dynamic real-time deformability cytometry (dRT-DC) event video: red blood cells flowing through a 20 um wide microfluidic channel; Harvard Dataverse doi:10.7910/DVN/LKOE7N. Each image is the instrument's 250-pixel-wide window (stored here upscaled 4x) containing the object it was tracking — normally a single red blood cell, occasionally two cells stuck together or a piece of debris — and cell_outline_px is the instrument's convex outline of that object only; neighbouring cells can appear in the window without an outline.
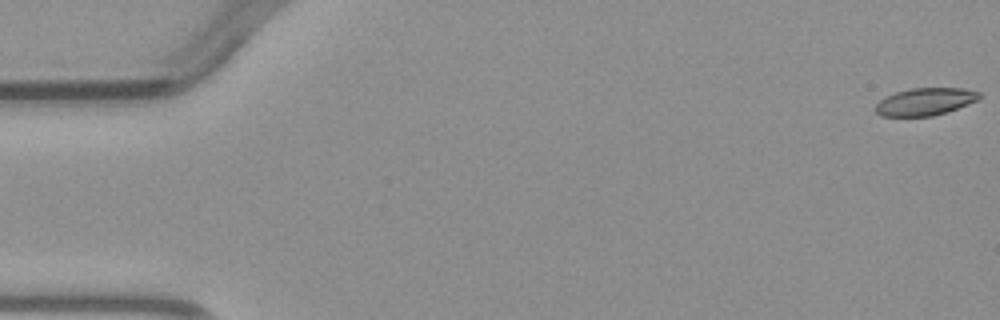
{"species": "common noctule bat (a hibernating species)", "species_latin": "Nyctalus noctula", "temperature_condition": "warm", "stored_images_in_passage": 4, "camera_frame_rate_fps": 3000, "um_per_image_px": 0.085, "animal": {"sex": "male", "body_mass_g": 23.1, "forearm_length_mm": 52.7}, "frame": {"image": 1, "passage_image": 1, "time_ms": 0.0, "image_size_px": [1000, 320], "cell_outline_px": [[980, 100], [932, 116], [880, 116], [876, 112], [876, 104], [880, 100], [896, 92], [912, 88], [964, 88], [980, 92]], "centroid_in_image_um": [78.66, 8.63], "position_along_channel_um": 6.3, "area_um2": 16.42}}
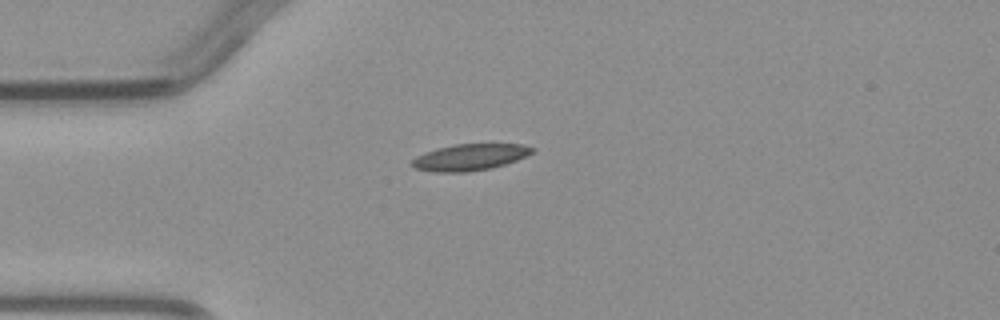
{"frame": {"image": 2, "passage_image": 4, "time_ms": 4.0, "image_size_px": [1000, 320], "cell_outline_px": [[536, 148], [532, 152], [516, 160], [492, 168], [468, 172], [432, 172], [412, 168], [412, 160], [416, 156], [424, 152], [436, 148], [456, 144], [524, 144]], "centroid_in_image_um": [39.9, 13.36], "position_along_channel_um": 45.1, "area_um2": 18.61}}